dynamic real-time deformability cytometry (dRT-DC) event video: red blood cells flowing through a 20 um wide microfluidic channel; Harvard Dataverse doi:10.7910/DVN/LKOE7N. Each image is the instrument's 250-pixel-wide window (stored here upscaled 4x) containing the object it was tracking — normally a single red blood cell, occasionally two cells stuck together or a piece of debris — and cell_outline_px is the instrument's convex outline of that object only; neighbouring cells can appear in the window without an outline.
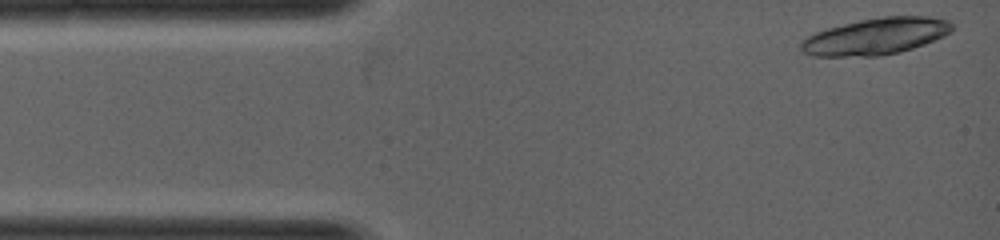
{"species": "common noctule bat (a hibernating species)", "species_latin": "Nyctalus noctula", "temperature_condition": "warm", "stored_images_in_passage": 4, "camera_frame_rate_fps": 5000, "um_per_image_px": 0.085, "animal": {"sex": "female", "body_mass_g": 19.0, "forearm_length_mm": 53.3}, "frame": {"image": 1, "passage_image": 1, "time_ms": 0.0, "image_size_px": [1000, 240], "cell_outline_px": [[952, 32], [944, 36], [924, 44], [900, 52], [880, 56], [812, 56], [804, 52], [800, 48], [800, 40], [816, 32], [828, 28], [860, 20], [884, 16], [928, 16], [948, 20], [952, 24]], "centroid_in_image_um": [74.45, 3.09], "position_along_channel_um": 10.6, "area_um2": 32.19}}